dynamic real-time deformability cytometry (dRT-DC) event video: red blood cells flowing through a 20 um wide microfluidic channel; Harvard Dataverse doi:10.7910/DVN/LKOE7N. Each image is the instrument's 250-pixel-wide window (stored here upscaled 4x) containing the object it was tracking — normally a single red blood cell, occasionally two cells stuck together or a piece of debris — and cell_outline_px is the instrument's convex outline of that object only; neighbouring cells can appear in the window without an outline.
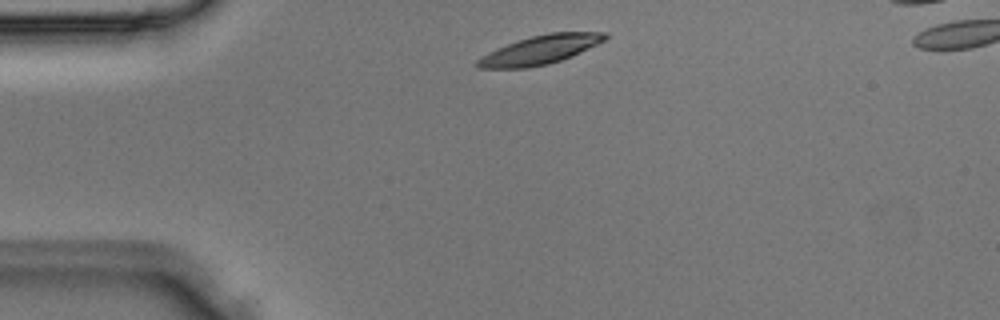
{"species": "Egyptian fruit bat (a non-hibernating species)", "species_latin": "Rousettus aegyptiacus", "temperature_condition": "room temperature", "stored_images_in_passage": 3, "camera_frame_rate_fps": 3000, "um_per_image_px": 0.085, "animal": {"sex": "male"}, "frame": {"image": 1, "passage_image": 1, "time_ms": 0.0, "image_size_px": [1000, 320], "cell_outline_px": [[608, 36], [604, 40], [572, 56], [548, 64], [528, 68], [476, 68], [476, 60], [488, 52], [496, 48], [516, 40], [548, 32], [608, 32]], "centroid_in_image_um": [45.87, 4.23], "position_along_channel_um": 39.1, "area_um2": 21.39}}